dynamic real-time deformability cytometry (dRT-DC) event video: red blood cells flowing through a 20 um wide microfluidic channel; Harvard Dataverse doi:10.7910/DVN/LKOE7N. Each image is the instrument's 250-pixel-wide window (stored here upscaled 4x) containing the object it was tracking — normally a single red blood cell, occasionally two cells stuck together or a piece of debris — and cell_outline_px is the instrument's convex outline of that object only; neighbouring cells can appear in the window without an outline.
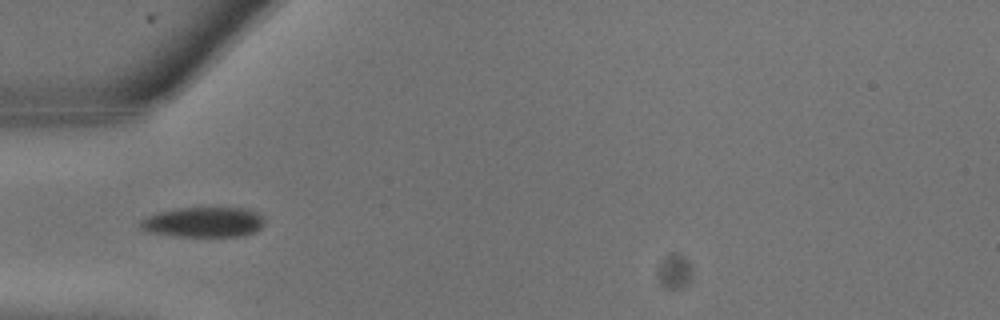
{"species": "common noctule bat (a hibernating species)", "species_latin": "Nyctalus noctula", "temperature_condition": "warm", "stored_images_in_passage": 2, "camera_frame_rate_fps": 3000, "um_per_image_px": 0.085, "animal": {"sex": "male", "body_mass_g": 13.3}, "frame": {"image": 1, "passage_image": 1, "time_ms": 0.0, "image_size_px": [1000, 320], "cell_outline_px": [[264, 224], [256, 232], [240, 236], [176, 236], [148, 232], [140, 228], [140, 220], [156, 212], [176, 208], [244, 208], [256, 212], [264, 220]], "centroid_in_image_um": [17.27, 18.88], "position_along_channel_um": 67.7, "area_um2": 21.79}}